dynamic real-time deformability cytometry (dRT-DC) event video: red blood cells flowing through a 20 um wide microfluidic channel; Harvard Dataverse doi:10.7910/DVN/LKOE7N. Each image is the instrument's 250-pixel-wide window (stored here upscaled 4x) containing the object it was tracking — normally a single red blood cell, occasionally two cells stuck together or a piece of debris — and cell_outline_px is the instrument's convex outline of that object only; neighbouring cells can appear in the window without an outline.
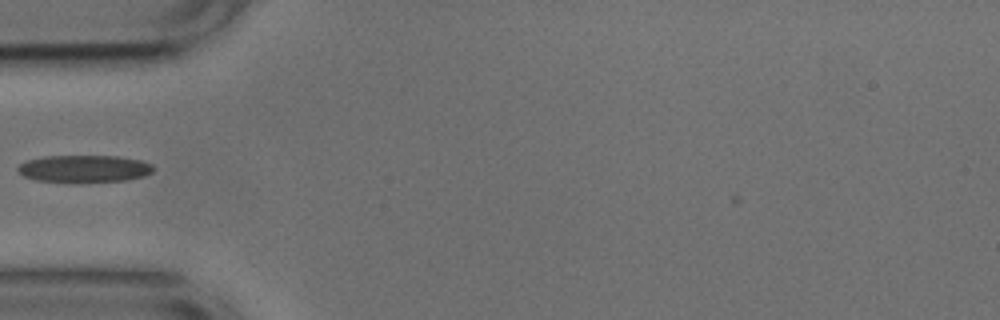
{"species": "common noctule bat (a hibernating species)", "species_latin": "Nyctalus noctula", "temperature_condition": "cold", "stored_images_in_passage": 29, "camera_frame_rate_fps": 3000, "um_per_image_px": 0.085, "animal": {"sex": "male", "body_mass_g": 17.9, "forearm_length_mm": 54.2}, "frame": {"image": 1, "passage_image": 1, "time_ms": 0.0, "image_size_px": [1000, 320], "cell_outline_px": [[156, 168], [152, 172], [144, 176], [128, 180], [80, 184], [68, 184], [36, 180], [24, 176], [16, 168], [24, 160], [44, 156], [120, 156], [140, 160], [152, 164]], "centroid_in_image_um": [7.15, 14.37], "position_along_channel_um": 77.8, "area_um2": 22.43}}
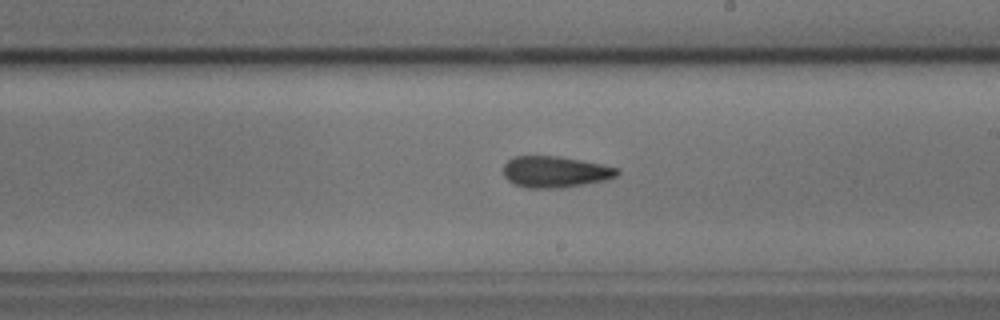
{"frame": {"image": 2, "passage_image": 14, "time_ms": 4.333, "image_size_px": [1000, 320], "cell_outline_px": [[620, 172], [616, 176], [604, 180], [584, 184], [560, 188], [524, 188], [508, 180], [504, 176], [504, 164], [508, 160], [516, 156], [560, 156], [604, 164], [620, 168]], "centroid_in_image_um": [47.21, 14.6], "position_along_channel_um": 241.8, "area_um2": 20.87}}
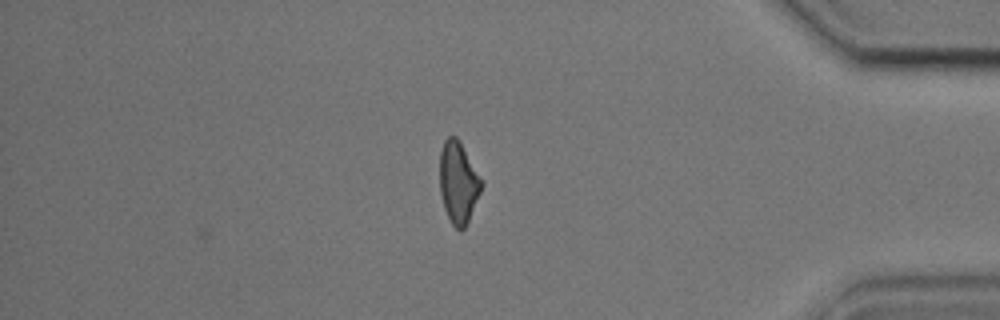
{"frame": {"image": 3, "passage_image": 29, "time_ms": 9.333, "image_size_px": [1000, 320], "cell_outline_px": [[484, 184], [468, 220], [464, 228], [460, 232], [452, 224], [444, 208], [440, 192], [440, 152], [444, 140], [448, 136], [456, 136], [460, 140]], "centroid_in_image_um": [38.95, 15.49], "position_along_channel_um": 396.3, "area_um2": 19.77}}